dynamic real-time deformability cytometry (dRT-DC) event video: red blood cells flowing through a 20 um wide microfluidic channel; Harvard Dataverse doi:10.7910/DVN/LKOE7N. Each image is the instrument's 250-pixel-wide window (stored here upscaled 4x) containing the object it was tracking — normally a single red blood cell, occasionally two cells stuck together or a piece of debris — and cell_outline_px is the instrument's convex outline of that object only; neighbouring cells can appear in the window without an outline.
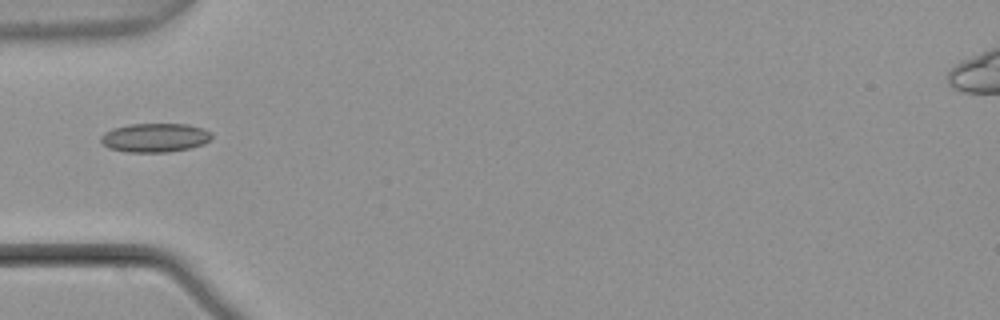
{"species": "common noctule bat (a hibernating species)", "species_latin": "Nyctalus noctula", "temperature_condition": "warm", "stored_images_in_passage": 20, "camera_frame_rate_fps": 3000, "um_per_image_px": 0.085, "animal": {"sex": "male", "body_mass_g": 21.5, "forearm_length_mm": 52.0}, "frame": {"image": 1, "passage_image": 1, "time_ms": 0.0, "image_size_px": [1000, 320], "cell_outline_px": [[212, 140], [204, 144], [188, 148], [168, 152], [128, 152], [108, 148], [100, 144], [100, 136], [104, 132], [112, 128], [128, 124], [188, 124], [204, 128], [212, 132]], "centroid_in_image_um": [13.16, 11.7], "position_along_channel_um": 71.8, "area_um2": 19.02}}
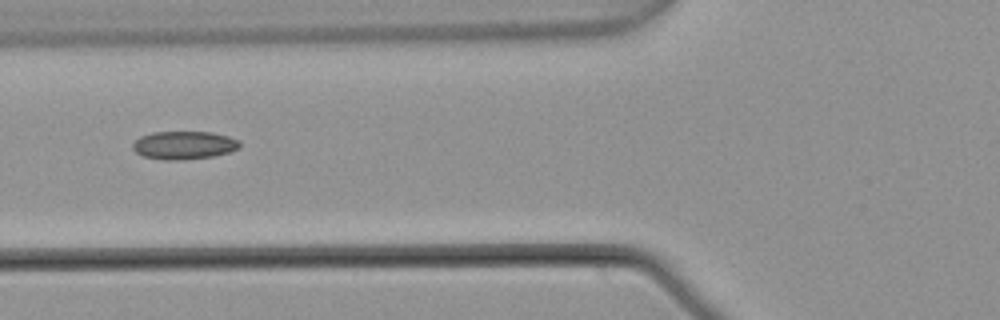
{"frame": {"image": 2, "passage_image": 4, "time_ms": 1.0, "image_size_px": [1000, 320], "cell_outline_px": [[240, 148], [228, 152], [212, 156], [184, 160], [164, 160], [144, 156], [136, 152], [132, 148], [132, 144], [140, 136], [152, 132], [212, 132], [228, 136], [240, 140]], "centroid_in_image_um": [15.64, 12.34], "position_along_channel_um": 110.2, "area_um2": 17.57}}